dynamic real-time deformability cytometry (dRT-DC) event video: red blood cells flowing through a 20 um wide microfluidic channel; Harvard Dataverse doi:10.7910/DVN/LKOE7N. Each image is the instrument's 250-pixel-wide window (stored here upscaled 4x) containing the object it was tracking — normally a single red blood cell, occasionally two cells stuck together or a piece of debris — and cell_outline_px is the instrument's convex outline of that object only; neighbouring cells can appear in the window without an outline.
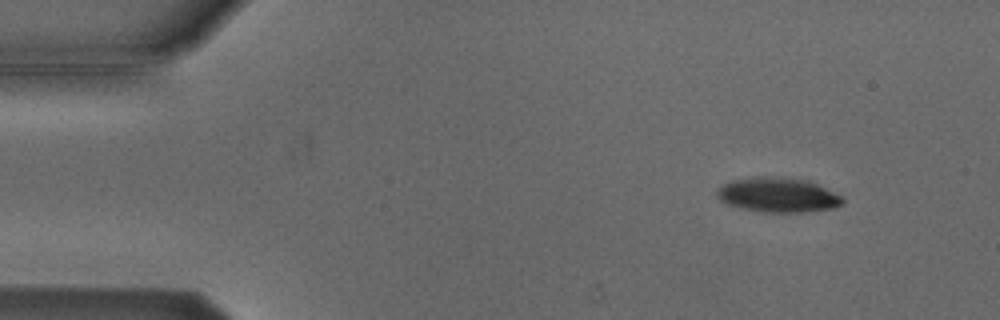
{"species": "Egyptian fruit bat (a non-hibernating species)", "species_latin": "Rousettus aegyptiacus", "temperature_condition": "cold", "stored_images_in_passage": 6, "camera_frame_rate_fps": 3000, "um_per_image_px": 0.085, "animal": {"sex": "male"}, "frame": {"image": 1, "passage_image": 1, "time_ms": 0.0, "image_size_px": [1000, 320], "cell_outline_px": [[844, 204], [836, 208], [804, 212], [768, 212], [740, 208], [724, 204], [716, 196], [716, 192], [724, 184], [732, 180], [752, 176], [764, 176], [800, 180], [816, 184], [840, 196], [844, 200]], "centroid_in_image_um": [66.08, 16.59], "position_along_channel_um": 18.9, "area_um2": 25.09}}
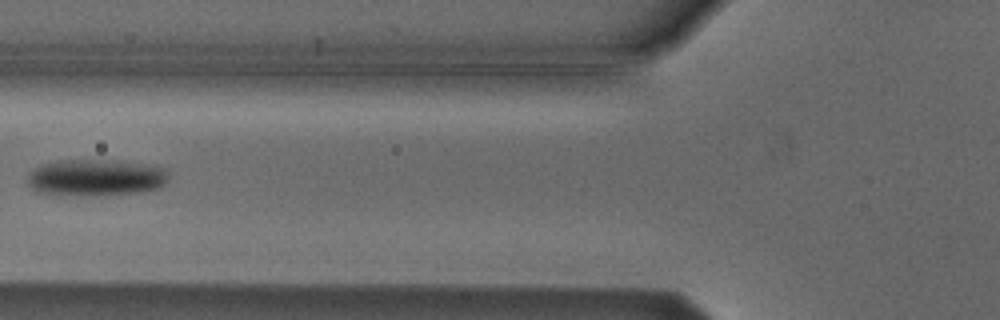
{"frame": {"image": 2, "passage_image": 5, "time_ms": 5.0, "image_size_px": [1000, 320], "cell_outline_px": [[168, 180], [160, 188], [144, 192], [60, 196], [36, 192], [28, 184], [28, 176], [40, 164], [60, 160], [104, 160], [140, 164], [164, 168], [168, 172]], "centroid_in_image_um": [8.11, 15.11], "position_along_channel_um": 117.7, "area_um2": 30.0}}
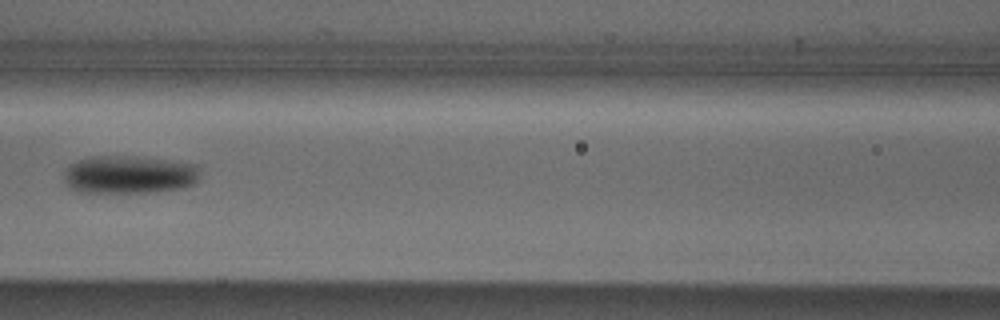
{"frame": {"image": 3, "passage_image": 6, "time_ms": 6.0, "image_size_px": [1000, 320], "cell_outline_px": [[200, 168], [196, 180], [192, 184], [180, 188], [156, 192], [80, 192], [68, 188], [64, 184], [64, 172], [68, 164], [76, 160], [92, 156], [136, 156], [168, 160], [196, 164]], "centroid_in_image_um": [10.91, 14.83], "position_along_channel_um": 155.7, "area_um2": 30.46}}